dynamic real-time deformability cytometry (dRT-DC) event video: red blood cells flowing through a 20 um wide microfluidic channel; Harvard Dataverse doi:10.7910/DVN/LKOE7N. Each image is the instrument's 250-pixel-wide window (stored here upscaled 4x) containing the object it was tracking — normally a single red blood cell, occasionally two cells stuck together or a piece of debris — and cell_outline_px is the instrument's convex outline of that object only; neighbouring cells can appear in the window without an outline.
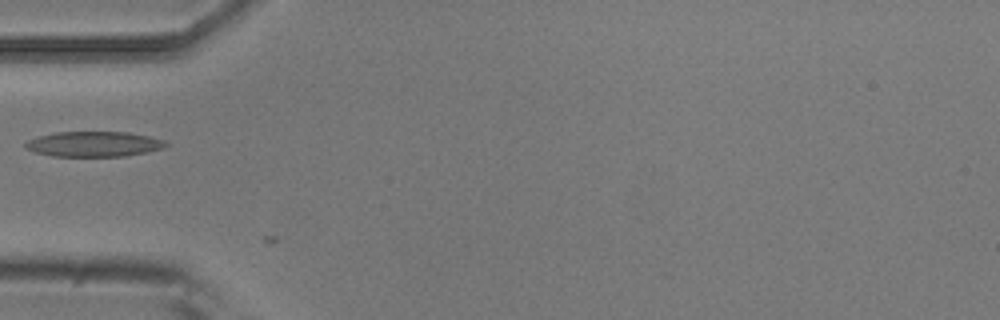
{"species": "common noctule bat (a hibernating species)", "species_latin": "Nyctalus noctula", "temperature_condition": "room temperature", "stored_images_in_passage": 3, "camera_frame_rate_fps": 3000, "um_per_image_px": 0.085, "animal": {"sex": "male", "body_mass_g": 20.5, "forearm_length_mm": 52.5}, "frame": {"image": 1, "passage_image": 1, "time_ms": 0.0, "image_size_px": [1000, 320], "cell_outline_px": [[168, 144], [164, 148], [148, 152], [124, 156], [52, 156], [36, 152], [24, 148], [24, 144], [28, 140], [40, 136], [56, 132], [128, 132], [148, 136], [164, 140]], "centroid_in_image_um": [7.99, 12.25], "position_along_channel_um": 77.0, "area_um2": 20.58}}